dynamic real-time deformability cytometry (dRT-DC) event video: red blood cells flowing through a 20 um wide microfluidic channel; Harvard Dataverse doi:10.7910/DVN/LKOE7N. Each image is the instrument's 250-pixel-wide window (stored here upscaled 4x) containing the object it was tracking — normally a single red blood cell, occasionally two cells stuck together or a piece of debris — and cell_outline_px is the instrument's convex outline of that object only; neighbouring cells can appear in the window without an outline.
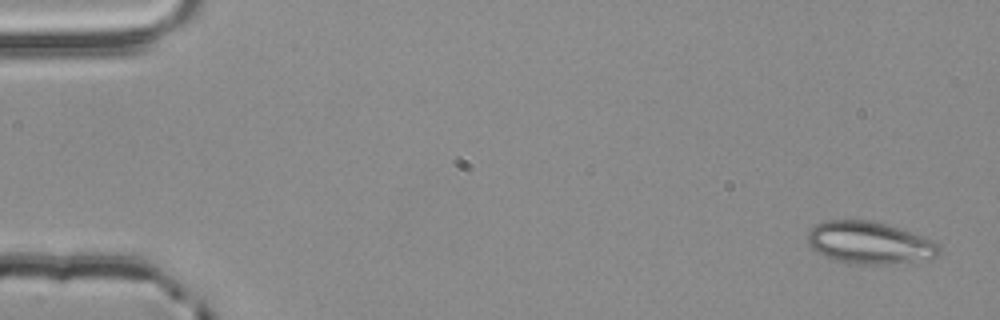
{"species": "common noctule bat (a hibernating species)", "species_latin": "Nyctalus noctula", "temperature_condition": "room temperature", "stored_images_in_passage": 5, "segment_of_instrument_passage": [1, 2], "camera_frame_rate_fps": 3000, "um_per_image_px": 0.085, "animal": {"sex": "male", "body_mass_g": 20.4}, "frame": {"image": 1, "passage_image": 1, "time_ms": 0.0, "image_size_px": [1000, 320], "cell_outline_px": [[940, 252], [936, 256], [892, 264], [848, 264], [824, 256], [816, 252], [812, 248], [808, 240], [808, 232], [816, 224], [824, 220], [868, 220], [900, 228], [940, 244]], "centroid_in_image_um": [73.86, 20.64], "position_along_channel_um": 11.1, "area_um2": 32.02}}